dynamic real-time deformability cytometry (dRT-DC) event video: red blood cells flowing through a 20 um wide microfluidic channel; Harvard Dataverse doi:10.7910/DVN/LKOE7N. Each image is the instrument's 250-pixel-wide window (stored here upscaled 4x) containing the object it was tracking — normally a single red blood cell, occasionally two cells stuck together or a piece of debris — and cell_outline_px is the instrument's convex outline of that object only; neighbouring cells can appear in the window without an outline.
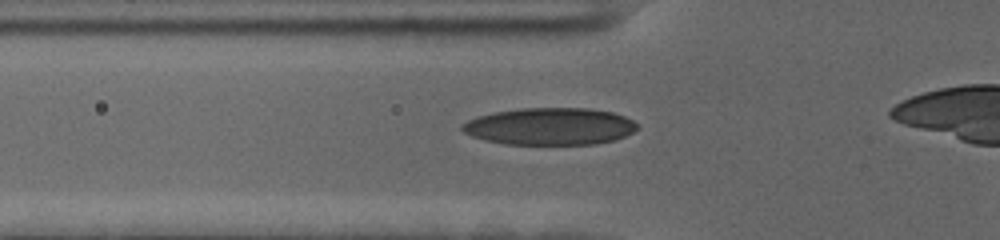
{"species": "human", "species_latin": "Homo sapiens", "temperature_condition": "cold", "stored_images_in_passage": 41, "camera_frame_rate_fps": 3000, "um_per_image_px": 0.085, "donor": {"sex": "female"}, "frame": {"image": 1, "passage_image": 11, "time_ms": 3.333, "image_size_px": [1000, 240], "cell_outline_px": [[640, 124], [632, 132], [616, 140], [596, 144], [508, 144], [484, 140], [472, 136], [464, 132], [460, 128], [460, 124], [476, 116], [496, 112], [520, 108], [588, 108], [612, 112], [624, 116]], "centroid_in_image_um": [46.73, 10.74], "position_along_channel_um": 79.1, "area_um2": 37.97}}
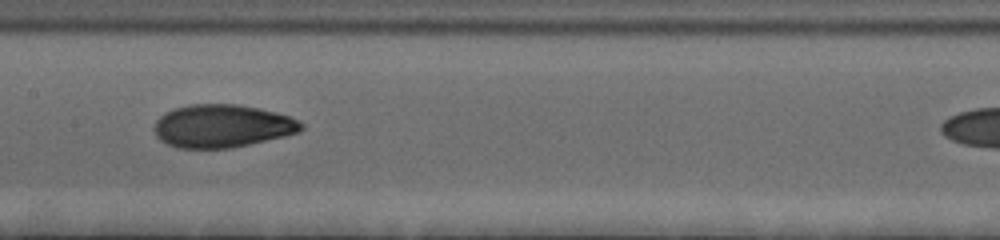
{"frame": {"image": 2, "passage_image": 20, "time_ms": 6.333, "image_size_px": [1000, 240], "cell_outline_px": [[304, 128], [296, 132], [284, 136], [232, 148], [176, 148], [160, 140], [156, 136], [152, 128], [156, 120], [164, 112], [188, 104], [236, 104], [260, 108], [276, 112], [288, 116], [304, 124]], "centroid_in_image_um": [18.84, 10.71], "position_along_channel_um": 188.6, "area_um2": 36.88}}
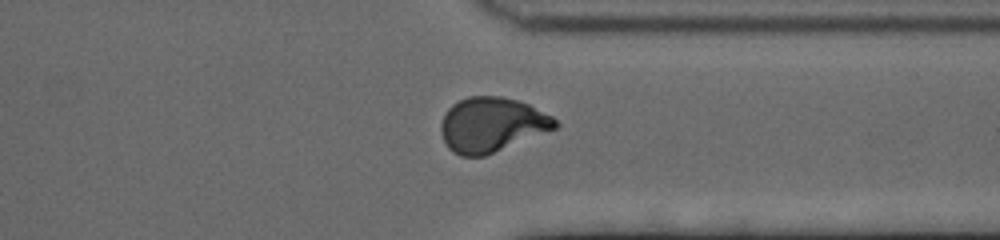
{"frame": {"image": 3, "passage_image": 35, "time_ms": 11.333, "image_size_px": [1000, 240], "cell_outline_px": [[560, 124], [556, 128], [484, 156], [460, 156], [452, 152], [448, 148], [440, 132], [440, 124], [448, 108], [452, 104], [468, 96], [500, 96], [516, 100], [528, 104], [552, 116]], "centroid_in_image_um": [41.77, 10.6], "position_along_channel_um": 369.6, "area_um2": 36.18}, "authors_computed_cell_mechanics": {"area_um2": 36.5296, "velocity_mm_per_s": 3.6309, "shape_relaxation_time_tau1_ms": 5.3952, "shape_relaxation_time_tau2_ms": 1.8365, "deformation_change_tau1": 0.2015, "deformation_change_tau2": 0.0573}}